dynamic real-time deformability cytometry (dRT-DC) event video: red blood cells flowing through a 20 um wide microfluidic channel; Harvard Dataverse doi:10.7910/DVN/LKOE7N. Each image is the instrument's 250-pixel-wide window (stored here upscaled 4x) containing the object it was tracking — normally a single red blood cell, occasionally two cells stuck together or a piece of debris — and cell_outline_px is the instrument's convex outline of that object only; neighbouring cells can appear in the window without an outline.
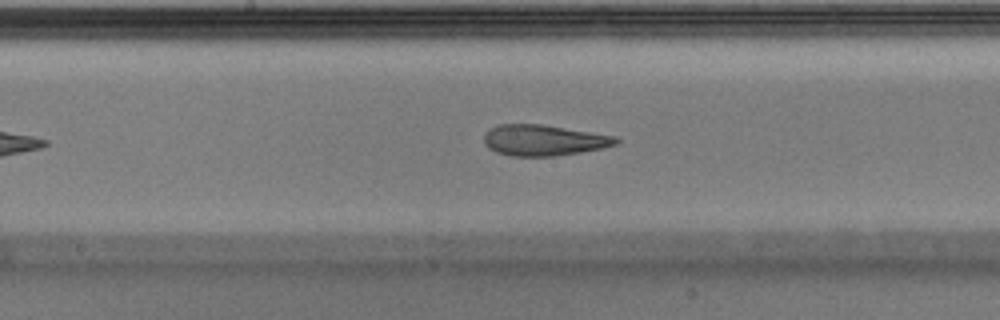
{"species": "Egyptian fruit bat (a non-hibernating species)", "species_latin": "Rousettus aegyptiacus", "temperature_condition": "warm", "stored_images_in_passage": 32, "camera_frame_rate_fps": 3000, "um_per_image_px": 0.085, "animal": {"sex": "male"}, "frame": {"image": 1, "passage_image": 14, "time_ms": 4.333, "image_size_px": [1000, 320], "cell_outline_px": [[620, 140], [616, 144], [604, 148], [580, 152], [552, 156], [508, 156], [496, 152], [488, 148], [484, 144], [484, 136], [492, 128], [500, 124], [540, 124], [616, 136]], "centroid_in_image_um": [46.21, 11.93], "position_along_channel_um": 202.0, "area_um2": 23.64}}